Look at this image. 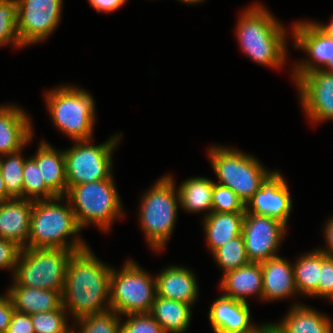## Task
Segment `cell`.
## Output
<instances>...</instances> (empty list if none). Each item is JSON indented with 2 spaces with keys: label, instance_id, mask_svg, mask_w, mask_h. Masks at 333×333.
Listing matches in <instances>:
<instances>
[{
  "label": "cell",
  "instance_id": "obj_1",
  "mask_svg": "<svg viewBox=\"0 0 333 333\" xmlns=\"http://www.w3.org/2000/svg\"><path fill=\"white\" fill-rule=\"evenodd\" d=\"M112 269L100 261L89 247L71 255L62 292V306L73 315L74 321L110 309Z\"/></svg>",
  "mask_w": 333,
  "mask_h": 333
},
{
  "label": "cell",
  "instance_id": "obj_2",
  "mask_svg": "<svg viewBox=\"0 0 333 333\" xmlns=\"http://www.w3.org/2000/svg\"><path fill=\"white\" fill-rule=\"evenodd\" d=\"M240 48L254 62L280 68L286 61V31L263 5L247 8L237 23Z\"/></svg>",
  "mask_w": 333,
  "mask_h": 333
},
{
  "label": "cell",
  "instance_id": "obj_3",
  "mask_svg": "<svg viewBox=\"0 0 333 333\" xmlns=\"http://www.w3.org/2000/svg\"><path fill=\"white\" fill-rule=\"evenodd\" d=\"M65 196L35 200L30 217V233L25 248H60L79 251L87 246L78 237L81 231L69 201ZM64 205V206H63ZM70 236L71 242L67 241ZM73 236V237H71ZM75 236V237H74Z\"/></svg>",
  "mask_w": 333,
  "mask_h": 333
},
{
  "label": "cell",
  "instance_id": "obj_4",
  "mask_svg": "<svg viewBox=\"0 0 333 333\" xmlns=\"http://www.w3.org/2000/svg\"><path fill=\"white\" fill-rule=\"evenodd\" d=\"M174 182L171 175L162 176L141 198L139 223L157 252L165 247L176 222L180 198Z\"/></svg>",
  "mask_w": 333,
  "mask_h": 333
},
{
  "label": "cell",
  "instance_id": "obj_5",
  "mask_svg": "<svg viewBox=\"0 0 333 333\" xmlns=\"http://www.w3.org/2000/svg\"><path fill=\"white\" fill-rule=\"evenodd\" d=\"M113 179L112 176L110 179L78 184L67 190L65 198L81 229L95 224L103 231H108L112 222L123 215Z\"/></svg>",
  "mask_w": 333,
  "mask_h": 333
},
{
  "label": "cell",
  "instance_id": "obj_6",
  "mask_svg": "<svg viewBox=\"0 0 333 333\" xmlns=\"http://www.w3.org/2000/svg\"><path fill=\"white\" fill-rule=\"evenodd\" d=\"M47 108L58 130L73 141L92 139L95 103L85 89L60 86L45 94Z\"/></svg>",
  "mask_w": 333,
  "mask_h": 333
},
{
  "label": "cell",
  "instance_id": "obj_7",
  "mask_svg": "<svg viewBox=\"0 0 333 333\" xmlns=\"http://www.w3.org/2000/svg\"><path fill=\"white\" fill-rule=\"evenodd\" d=\"M208 151L217 184L230 188L244 205L272 173L253 156L237 149L212 146Z\"/></svg>",
  "mask_w": 333,
  "mask_h": 333
},
{
  "label": "cell",
  "instance_id": "obj_8",
  "mask_svg": "<svg viewBox=\"0 0 333 333\" xmlns=\"http://www.w3.org/2000/svg\"><path fill=\"white\" fill-rule=\"evenodd\" d=\"M74 252L60 248H23L13 280L19 286L55 290L62 295L67 266Z\"/></svg>",
  "mask_w": 333,
  "mask_h": 333
},
{
  "label": "cell",
  "instance_id": "obj_9",
  "mask_svg": "<svg viewBox=\"0 0 333 333\" xmlns=\"http://www.w3.org/2000/svg\"><path fill=\"white\" fill-rule=\"evenodd\" d=\"M157 296L156 279L127 260L120 271L110 274V309L121 315L150 313Z\"/></svg>",
  "mask_w": 333,
  "mask_h": 333
},
{
  "label": "cell",
  "instance_id": "obj_10",
  "mask_svg": "<svg viewBox=\"0 0 333 333\" xmlns=\"http://www.w3.org/2000/svg\"><path fill=\"white\" fill-rule=\"evenodd\" d=\"M120 139L93 145L91 139L76 140L70 149L64 150L67 190L78 184L91 183L112 177V153Z\"/></svg>",
  "mask_w": 333,
  "mask_h": 333
},
{
  "label": "cell",
  "instance_id": "obj_11",
  "mask_svg": "<svg viewBox=\"0 0 333 333\" xmlns=\"http://www.w3.org/2000/svg\"><path fill=\"white\" fill-rule=\"evenodd\" d=\"M17 33L21 46L46 40L61 18L62 0H16Z\"/></svg>",
  "mask_w": 333,
  "mask_h": 333
},
{
  "label": "cell",
  "instance_id": "obj_12",
  "mask_svg": "<svg viewBox=\"0 0 333 333\" xmlns=\"http://www.w3.org/2000/svg\"><path fill=\"white\" fill-rule=\"evenodd\" d=\"M294 47L302 49L310 58L293 67L295 82L303 75L315 70L333 74V37L324 33L314 22L297 21L292 30ZM325 67V68H324Z\"/></svg>",
  "mask_w": 333,
  "mask_h": 333
},
{
  "label": "cell",
  "instance_id": "obj_13",
  "mask_svg": "<svg viewBox=\"0 0 333 333\" xmlns=\"http://www.w3.org/2000/svg\"><path fill=\"white\" fill-rule=\"evenodd\" d=\"M286 224L267 216L245 213L242 236L246 255L250 262H263L277 257L282 238L286 234Z\"/></svg>",
  "mask_w": 333,
  "mask_h": 333
},
{
  "label": "cell",
  "instance_id": "obj_14",
  "mask_svg": "<svg viewBox=\"0 0 333 333\" xmlns=\"http://www.w3.org/2000/svg\"><path fill=\"white\" fill-rule=\"evenodd\" d=\"M299 98L308 118L317 123L333 120V74L315 70L296 81Z\"/></svg>",
  "mask_w": 333,
  "mask_h": 333
},
{
  "label": "cell",
  "instance_id": "obj_15",
  "mask_svg": "<svg viewBox=\"0 0 333 333\" xmlns=\"http://www.w3.org/2000/svg\"><path fill=\"white\" fill-rule=\"evenodd\" d=\"M288 185L279 171H273L245 205V213L267 216L287 225L292 208Z\"/></svg>",
  "mask_w": 333,
  "mask_h": 333
},
{
  "label": "cell",
  "instance_id": "obj_16",
  "mask_svg": "<svg viewBox=\"0 0 333 333\" xmlns=\"http://www.w3.org/2000/svg\"><path fill=\"white\" fill-rule=\"evenodd\" d=\"M208 317L215 333H245L257 326L251 324L248 303L223 295L211 304Z\"/></svg>",
  "mask_w": 333,
  "mask_h": 333
},
{
  "label": "cell",
  "instance_id": "obj_17",
  "mask_svg": "<svg viewBox=\"0 0 333 333\" xmlns=\"http://www.w3.org/2000/svg\"><path fill=\"white\" fill-rule=\"evenodd\" d=\"M33 135L30 118L23 109L16 105L0 106V156L24 149Z\"/></svg>",
  "mask_w": 333,
  "mask_h": 333
},
{
  "label": "cell",
  "instance_id": "obj_18",
  "mask_svg": "<svg viewBox=\"0 0 333 333\" xmlns=\"http://www.w3.org/2000/svg\"><path fill=\"white\" fill-rule=\"evenodd\" d=\"M33 201L11 198L0 202V238L11 240L25 248L30 233Z\"/></svg>",
  "mask_w": 333,
  "mask_h": 333
},
{
  "label": "cell",
  "instance_id": "obj_19",
  "mask_svg": "<svg viewBox=\"0 0 333 333\" xmlns=\"http://www.w3.org/2000/svg\"><path fill=\"white\" fill-rule=\"evenodd\" d=\"M262 299L278 300L294 296L296 290L294 269L292 264L282 258L274 257L261 262Z\"/></svg>",
  "mask_w": 333,
  "mask_h": 333
},
{
  "label": "cell",
  "instance_id": "obj_20",
  "mask_svg": "<svg viewBox=\"0 0 333 333\" xmlns=\"http://www.w3.org/2000/svg\"><path fill=\"white\" fill-rule=\"evenodd\" d=\"M155 279L157 296L190 305L197 300L199 289L196 276L191 270L172 265L164 268Z\"/></svg>",
  "mask_w": 333,
  "mask_h": 333
},
{
  "label": "cell",
  "instance_id": "obj_21",
  "mask_svg": "<svg viewBox=\"0 0 333 333\" xmlns=\"http://www.w3.org/2000/svg\"><path fill=\"white\" fill-rule=\"evenodd\" d=\"M220 288L223 296L247 303L246 298L257 295L262 299V269L261 263L249 262L235 270L223 274Z\"/></svg>",
  "mask_w": 333,
  "mask_h": 333
},
{
  "label": "cell",
  "instance_id": "obj_22",
  "mask_svg": "<svg viewBox=\"0 0 333 333\" xmlns=\"http://www.w3.org/2000/svg\"><path fill=\"white\" fill-rule=\"evenodd\" d=\"M7 295L15 311L29 315L54 311L62 305V295L58 291L19 286L15 281Z\"/></svg>",
  "mask_w": 333,
  "mask_h": 333
},
{
  "label": "cell",
  "instance_id": "obj_23",
  "mask_svg": "<svg viewBox=\"0 0 333 333\" xmlns=\"http://www.w3.org/2000/svg\"><path fill=\"white\" fill-rule=\"evenodd\" d=\"M274 328L275 333H333L332 322L326 315L299 303Z\"/></svg>",
  "mask_w": 333,
  "mask_h": 333
},
{
  "label": "cell",
  "instance_id": "obj_24",
  "mask_svg": "<svg viewBox=\"0 0 333 333\" xmlns=\"http://www.w3.org/2000/svg\"><path fill=\"white\" fill-rule=\"evenodd\" d=\"M31 158L37 163L46 185L57 195L67 193L64 151L56 150L46 141H42L37 152Z\"/></svg>",
  "mask_w": 333,
  "mask_h": 333
},
{
  "label": "cell",
  "instance_id": "obj_25",
  "mask_svg": "<svg viewBox=\"0 0 333 333\" xmlns=\"http://www.w3.org/2000/svg\"><path fill=\"white\" fill-rule=\"evenodd\" d=\"M245 212H211L204 217V229L208 247L213 253L228 241L242 234Z\"/></svg>",
  "mask_w": 333,
  "mask_h": 333
},
{
  "label": "cell",
  "instance_id": "obj_26",
  "mask_svg": "<svg viewBox=\"0 0 333 333\" xmlns=\"http://www.w3.org/2000/svg\"><path fill=\"white\" fill-rule=\"evenodd\" d=\"M192 305L156 296L150 315L160 324L164 333H184L190 323Z\"/></svg>",
  "mask_w": 333,
  "mask_h": 333
},
{
  "label": "cell",
  "instance_id": "obj_27",
  "mask_svg": "<svg viewBox=\"0 0 333 333\" xmlns=\"http://www.w3.org/2000/svg\"><path fill=\"white\" fill-rule=\"evenodd\" d=\"M213 180L205 177H194L185 180L178 189L181 208L187 212H212Z\"/></svg>",
  "mask_w": 333,
  "mask_h": 333
},
{
  "label": "cell",
  "instance_id": "obj_28",
  "mask_svg": "<svg viewBox=\"0 0 333 333\" xmlns=\"http://www.w3.org/2000/svg\"><path fill=\"white\" fill-rule=\"evenodd\" d=\"M321 251L316 249L303 254L293 264L296 290L302 295L318 296V283L320 279Z\"/></svg>",
  "mask_w": 333,
  "mask_h": 333
},
{
  "label": "cell",
  "instance_id": "obj_29",
  "mask_svg": "<svg viewBox=\"0 0 333 333\" xmlns=\"http://www.w3.org/2000/svg\"><path fill=\"white\" fill-rule=\"evenodd\" d=\"M20 152L22 150L0 156L1 174L7 193L12 198H23V168L25 159ZM3 157L6 159H3Z\"/></svg>",
  "mask_w": 333,
  "mask_h": 333
},
{
  "label": "cell",
  "instance_id": "obj_30",
  "mask_svg": "<svg viewBox=\"0 0 333 333\" xmlns=\"http://www.w3.org/2000/svg\"><path fill=\"white\" fill-rule=\"evenodd\" d=\"M57 195L46 185L37 163L25 158L23 168V198L28 200L52 199Z\"/></svg>",
  "mask_w": 333,
  "mask_h": 333
},
{
  "label": "cell",
  "instance_id": "obj_31",
  "mask_svg": "<svg viewBox=\"0 0 333 333\" xmlns=\"http://www.w3.org/2000/svg\"><path fill=\"white\" fill-rule=\"evenodd\" d=\"M212 255L224 274L250 262L242 234L217 248Z\"/></svg>",
  "mask_w": 333,
  "mask_h": 333
},
{
  "label": "cell",
  "instance_id": "obj_32",
  "mask_svg": "<svg viewBox=\"0 0 333 333\" xmlns=\"http://www.w3.org/2000/svg\"><path fill=\"white\" fill-rule=\"evenodd\" d=\"M120 320V315L111 309L84 316L75 320L81 330L75 333H120Z\"/></svg>",
  "mask_w": 333,
  "mask_h": 333
},
{
  "label": "cell",
  "instance_id": "obj_33",
  "mask_svg": "<svg viewBox=\"0 0 333 333\" xmlns=\"http://www.w3.org/2000/svg\"><path fill=\"white\" fill-rule=\"evenodd\" d=\"M9 43L22 47L17 33V2L0 0V46Z\"/></svg>",
  "mask_w": 333,
  "mask_h": 333
},
{
  "label": "cell",
  "instance_id": "obj_34",
  "mask_svg": "<svg viewBox=\"0 0 333 333\" xmlns=\"http://www.w3.org/2000/svg\"><path fill=\"white\" fill-rule=\"evenodd\" d=\"M66 315L67 311L62 305L54 311L32 314L35 333H66L70 329L66 323Z\"/></svg>",
  "mask_w": 333,
  "mask_h": 333
},
{
  "label": "cell",
  "instance_id": "obj_35",
  "mask_svg": "<svg viewBox=\"0 0 333 333\" xmlns=\"http://www.w3.org/2000/svg\"><path fill=\"white\" fill-rule=\"evenodd\" d=\"M212 212H245V205L230 188L214 183Z\"/></svg>",
  "mask_w": 333,
  "mask_h": 333
},
{
  "label": "cell",
  "instance_id": "obj_36",
  "mask_svg": "<svg viewBox=\"0 0 333 333\" xmlns=\"http://www.w3.org/2000/svg\"><path fill=\"white\" fill-rule=\"evenodd\" d=\"M120 323V333H164L160 324L149 314H128Z\"/></svg>",
  "mask_w": 333,
  "mask_h": 333
},
{
  "label": "cell",
  "instance_id": "obj_37",
  "mask_svg": "<svg viewBox=\"0 0 333 333\" xmlns=\"http://www.w3.org/2000/svg\"><path fill=\"white\" fill-rule=\"evenodd\" d=\"M318 296L333 300V257L326 256L322 252Z\"/></svg>",
  "mask_w": 333,
  "mask_h": 333
},
{
  "label": "cell",
  "instance_id": "obj_38",
  "mask_svg": "<svg viewBox=\"0 0 333 333\" xmlns=\"http://www.w3.org/2000/svg\"><path fill=\"white\" fill-rule=\"evenodd\" d=\"M17 243L0 238V269H13V275L22 251Z\"/></svg>",
  "mask_w": 333,
  "mask_h": 333
},
{
  "label": "cell",
  "instance_id": "obj_39",
  "mask_svg": "<svg viewBox=\"0 0 333 333\" xmlns=\"http://www.w3.org/2000/svg\"><path fill=\"white\" fill-rule=\"evenodd\" d=\"M6 333H35L31 315L14 311Z\"/></svg>",
  "mask_w": 333,
  "mask_h": 333
},
{
  "label": "cell",
  "instance_id": "obj_40",
  "mask_svg": "<svg viewBox=\"0 0 333 333\" xmlns=\"http://www.w3.org/2000/svg\"><path fill=\"white\" fill-rule=\"evenodd\" d=\"M15 309L9 296H0V333H6Z\"/></svg>",
  "mask_w": 333,
  "mask_h": 333
},
{
  "label": "cell",
  "instance_id": "obj_41",
  "mask_svg": "<svg viewBox=\"0 0 333 333\" xmlns=\"http://www.w3.org/2000/svg\"><path fill=\"white\" fill-rule=\"evenodd\" d=\"M90 5L100 12H113L126 3V0H88Z\"/></svg>",
  "mask_w": 333,
  "mask_h": 333
},
{
  "label": "cell",
  "instance_id": "obj_42",
  "mask_svg": "<svg viewBox=\"0 0 333 333\" xmlns=\"http://www.w3.org/2000/svg\"><path fill=\"white\" fill-rule=\"evenodd\" d=\"M324 228H325L324 237L326 239L327 246L326 249H318V250L321 251L326 256L333 257V217L327 221Z\"/></svg>",
  "mask_w": 333,
  "mask_h": 333
},
{
  "label": "cell",
  "instance_id": "obj_43",
  "mask_svg": "<svg viewBox=\"0 0 333 333\" xmlns=\"http://www.w3.org/2000/svg\"><path fill=\"white\" fill-rule=\"evenodd\" d=\"M245 333H275V328L273 323H266L263 325H257L252 331Z\"/></svg>",
  "mask_w": 333,
  "mask_h": 333
},
{
  "label": "cell",
  "instance_id": "obj_44",
  "mask_svg": "<svg viewBox=\"0 0 333 333\" xmlns=\"http://www.w3.org/2000/svg\"><path fill=\"white\" fill-rule=\"evenodd\" d=\"M11 198L12 197L7 193L4 179H3V176H2L1 170H0V202L7 201Z\"/></svg>",
  "mask_w": 333,
  "mask_h": 333
},
{
  "label": "cell",
  "instance_id": "obj_45",
  "mask_svg": "<svg viewBox=\"0 0 333 333\" xmlns=\"http://www.w3.org/2000/svg\"><path fill=\"white\" fill-rule=\"evenodd\" d=\"M317 26L324 32L326 33L328 36L333 37V17L332 19L329 21V24H322V23H316Z\"/></svg>",
  "mask_w": 333,
  "mask_h": 333
},
{
  "label": "cell",
  "instance_id": "obj_46",
  "mask_svg": "<svg viewBox=\"0 0 333 333\" xmlns=\"http://www.w3.org/2000/svg\"><path fill=\"white\" fill-rule=\"evenodd\" d=\"M180 1L188 4H195V3H200L204 0H180Z\"/></svg>",
  "mask_w": 333,
  "mask_h": 333
},
{
  "label": "cell",
  "instance_id": "obj_47",
  "mask_svg": "<svg viewBox=\"0 0 333 333\" xmlns=\"http://www.w3.org/2000/svg\"><path fill=\"white\" fill-rule=\"evenodd\" d=\"M66 333H75L74 328H70Z\"/></svg>",
  "mask_w": 333,
  "mask_h": 333
}]
</instances>
